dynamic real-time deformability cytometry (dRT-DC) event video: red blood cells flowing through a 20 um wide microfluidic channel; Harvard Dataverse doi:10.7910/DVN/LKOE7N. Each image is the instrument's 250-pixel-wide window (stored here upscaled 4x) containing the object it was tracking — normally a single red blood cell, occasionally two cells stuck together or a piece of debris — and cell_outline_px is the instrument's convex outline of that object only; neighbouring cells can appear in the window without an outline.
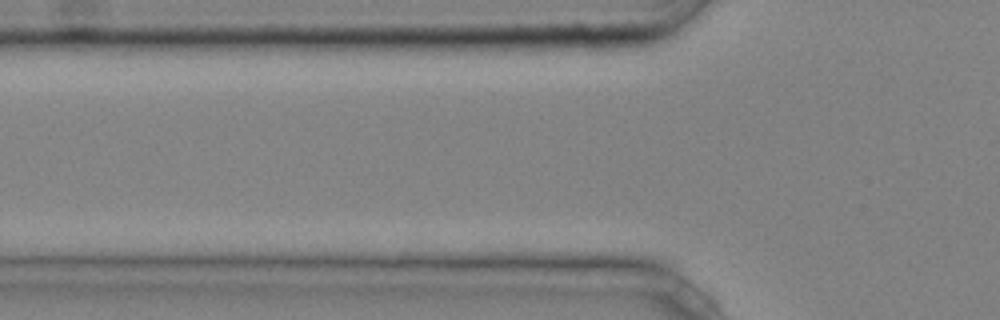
{"species": "common noctule bat (a hibernating species)", "species_latin": "Nyctalus noctula", "temperature_condition": "cold", "stored_images_in_passage": 4, "camera_frame_rate_fps": 3000, "um_per_image_px": 0.085, "animal": {"sex": "male", "body_mass_g": 20.4}, "frame": {"image": 1, "passage_image": 3, "time_ms": 0.667, "image_size_px": [1000, 320], "cell_outline_px": [[608, 216], [588, 220], [484, 220], [428, 216], [420, 212], [420, 208], [428, 204], [588, 208], [604, 212]], "centroid_in_image_um": [43.38, 18.08], "position_along_channel_um": 82.4, "area_um2": 16.88}}